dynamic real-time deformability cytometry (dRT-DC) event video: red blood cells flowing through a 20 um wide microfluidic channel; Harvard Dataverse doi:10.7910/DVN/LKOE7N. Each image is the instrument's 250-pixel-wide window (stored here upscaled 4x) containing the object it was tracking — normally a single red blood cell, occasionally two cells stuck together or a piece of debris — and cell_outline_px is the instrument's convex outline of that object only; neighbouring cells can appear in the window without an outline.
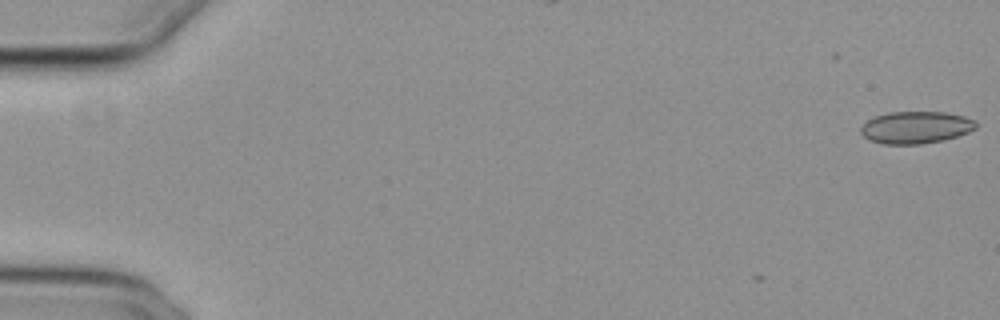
{"species": "common noctule bat (a hibernating species)", "species_latin": "Nyctalus noctula", "temperature_condition": "cold", "stored_images_in_passage": 2, "camera_frame_rate_fps": 3000, "um_per_image_px": 0.085, "animal": {"sex": "female", "body_mass_g": 29.2, "forearm_length_mm": 56.3}, "frame": {"image": 1, "passage_image": 2, "time_ms": 0.333, "image_size_px": [1000, 320], "cell_outline_px": [[976, 128], [968, 132], [944, 140], [920, 144], [884, 144], [868, 140], [860, 132], [860, 128], [868, 120], [876, 116], [888, 112], [944, 112], [964, 116], [976, 120]], "centroid_in_image_um": [77.84, 10.83], "position_along_channel_um": 7.2, "area_um2": 21.56}}